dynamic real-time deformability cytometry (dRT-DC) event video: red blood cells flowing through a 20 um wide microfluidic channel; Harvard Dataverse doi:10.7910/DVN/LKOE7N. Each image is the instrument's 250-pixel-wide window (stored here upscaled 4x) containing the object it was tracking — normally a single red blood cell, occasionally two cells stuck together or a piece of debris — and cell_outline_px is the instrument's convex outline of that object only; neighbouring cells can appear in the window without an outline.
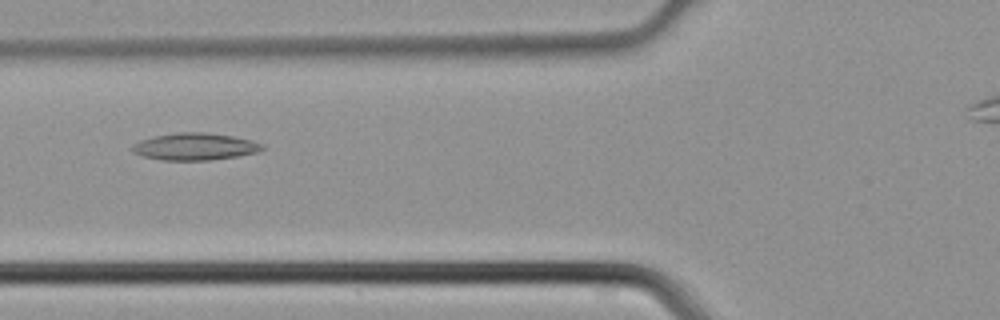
{"species": "common noctule bat (a hibernating species)", "species_latin": "Nyctalus noctula", "temperature_condition": "cold", "stored_images_in_passage": 26, "camera_frame_rate_fps": 3000, "um_per_image_px": 0.085, "animal": {"sex": "male", "body_mass_g": 21.5, "forearm_length_mm": 52.0}, "frame": {"image": 1, "passage_image": 3, "time_ms": 0.667, "image_size_px": [1000, 320], "cell_outline_px": [[264, 148], [260, 152], [236, 156], [208, 160], [164, 160], [144, 156], [132, 152], [132, 144], [140, 140], [156, 136], [176, 132], [204, 132], [232, 136], [252, 140], [264, 144]], "centroid_in_image_um": [16.59, 12.45], "position_along_channel_um": 109.2, "area_um2": 20.46}}
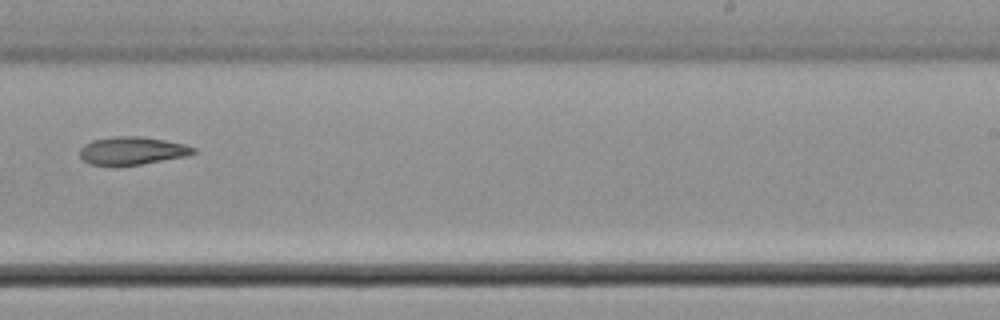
{"frame": {"image": 2, "passage_image": 14, "time_ms": 4.333, "image_size_px": [1000, 320], "cell_outline_px": [[196, 152], [188, 156], [116, 168], [112, 168], [88, 164], [80, 156], [80, 148], [84, 144], [92, 140], [112, 136], [140, 136], [164, 140], [184, 144], [196, 148]], "centroid_in_image_um": [11.18, 12.84], "position_along_channel_um": 277.8, "area_um2": 19.07}}
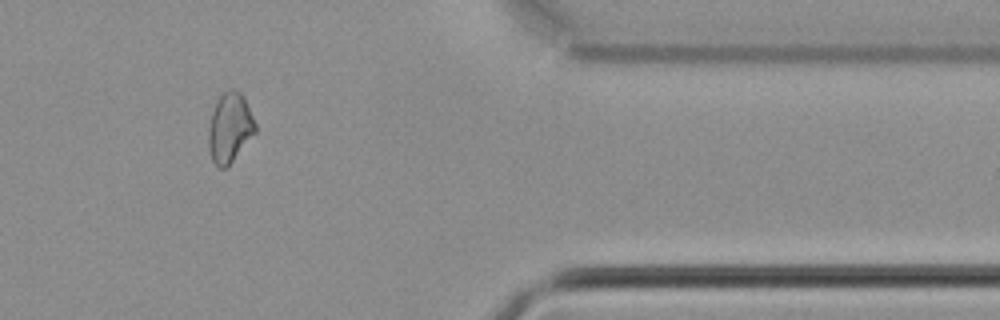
{"frame": {"image": 3, "passage_image": 23, "time_ms": 7.333, "image_size_px": [1000, 320], "cell_outline_px": [[256, 132], [228, 168], [220, 168], [212, 160], [208, 144], [208, 128], [212, 112], [216, 100], [228, 88], [232, 88], [240, 92], [244, 96], [256, 124]], "centroid_in_image_um": [19.53, 10.86], "position_along_channel_um": 391.9, "area_um2": 19.25}}